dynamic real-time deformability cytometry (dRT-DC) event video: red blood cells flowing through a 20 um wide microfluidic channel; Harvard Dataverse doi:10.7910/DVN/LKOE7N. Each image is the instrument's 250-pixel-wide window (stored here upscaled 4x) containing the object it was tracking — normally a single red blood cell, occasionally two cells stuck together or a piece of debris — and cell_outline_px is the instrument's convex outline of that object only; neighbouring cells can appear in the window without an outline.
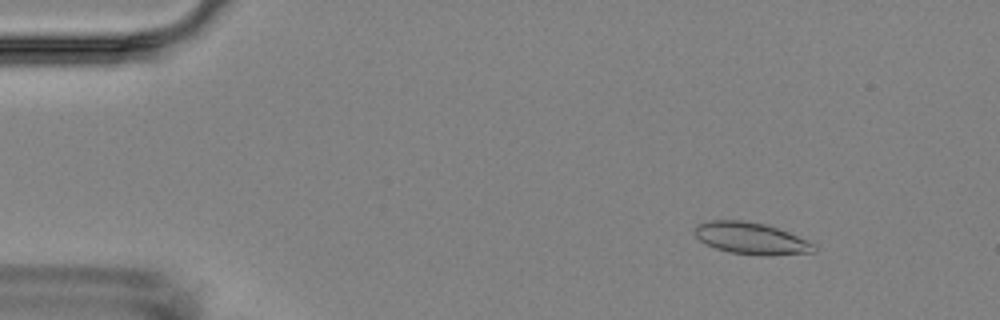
{"species": "Egyptian fruit bat (a non-hibernating species)", "species_latin": "Rousettus aegyptiacus", "temperature_condition": "room temperature", "stored_images_in_passage": 4, "camera_frame_rate_fps": 3000, "um_per_image_px": 0.085, "animal": {"sex": "female"}, "frame": {"image": 1, "passage_image": 2, "time_ms": 1.0, "image_size_px": [1000, 320], "cell_outline_px": [[816, 252], [768, 256], [760, 256], [728, 252], [716, 248], [700, 240], [692, 232], [692, 228], [696, 224], [712, 220], [740, 220], [768, 224], [808, 240], [816, 244]], "centroid_in_image_um": [63.86, 20.26], "position_along_channel_um": 21.1, "area_um2": 22.48}}
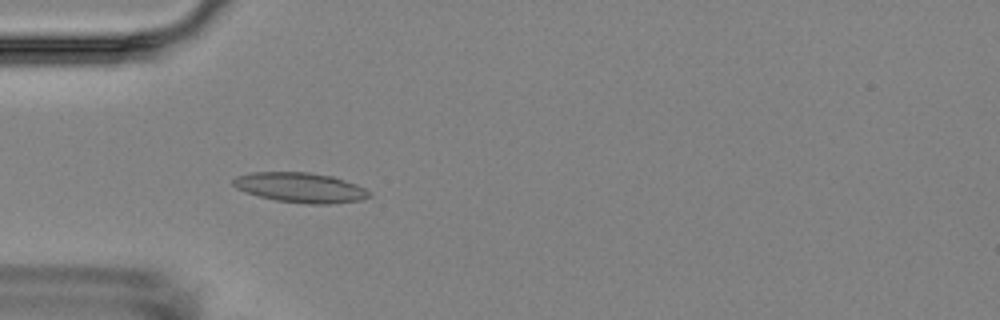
{"frame": {"image": 2, "passage_image": 4, "time_ms": 4.333, "image_size_px": [1000, 320], "cell_outline_px": [[372, 196], [360, 200], [328, 204], [308, 204], [276, 200], [244, 192], [236, 188], [232, 184], [232, 180], [236, 176], [252, 172], [308, 172], [332, 176], [356, 184], [372, 192]], "centroid_in_image_um": [25.53, 15.94], "position_along_channel_um": 59.5, "area_um2": 23.76}}